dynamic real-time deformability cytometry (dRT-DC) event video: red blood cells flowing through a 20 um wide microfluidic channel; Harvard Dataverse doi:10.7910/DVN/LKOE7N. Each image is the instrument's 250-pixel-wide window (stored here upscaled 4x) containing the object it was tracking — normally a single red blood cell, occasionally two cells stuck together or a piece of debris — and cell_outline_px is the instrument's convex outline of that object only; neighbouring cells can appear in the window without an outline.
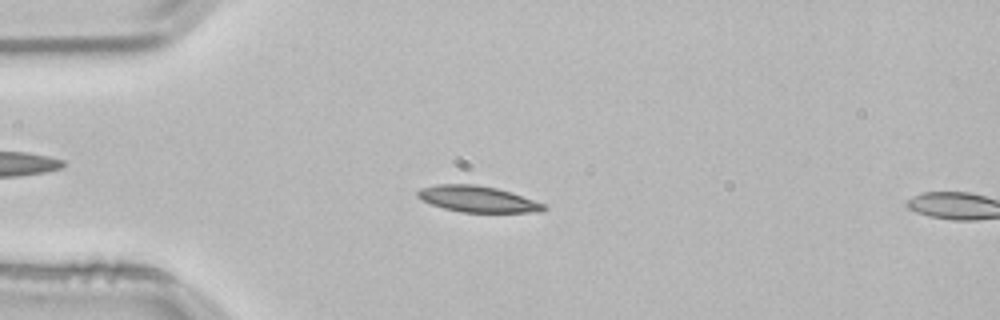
{"species": "common noctule bat (a hibernating species)", "species_latin": "Nyctalus noctula", "temperature_condition": "room temperature", "stored_images_in_passage": 15, "camera_frame_rate_fps": 3000, "um_per_image_px": 0.085, "animal": {"sex": "male", "body_mass_g": 21.5, "forearm_length_mm": 52.0}, "frame": {"image": 1, "passage_image": 13, "time_ms": 4.0, "image_size_px": [1000, 320], "cell_outline_px": [[548, 208], [540, 212], [460, 212], [444, 208], [420, 200], [416, 196], [416, 192], [420, 188], [436, 184], [476, 184], [496, 188], [512, 192], [544, 204]], "centroid_in_image_um": [40.56, 16.91], "position_along_channel_um": 44.4, "area_um2": 19.31}}